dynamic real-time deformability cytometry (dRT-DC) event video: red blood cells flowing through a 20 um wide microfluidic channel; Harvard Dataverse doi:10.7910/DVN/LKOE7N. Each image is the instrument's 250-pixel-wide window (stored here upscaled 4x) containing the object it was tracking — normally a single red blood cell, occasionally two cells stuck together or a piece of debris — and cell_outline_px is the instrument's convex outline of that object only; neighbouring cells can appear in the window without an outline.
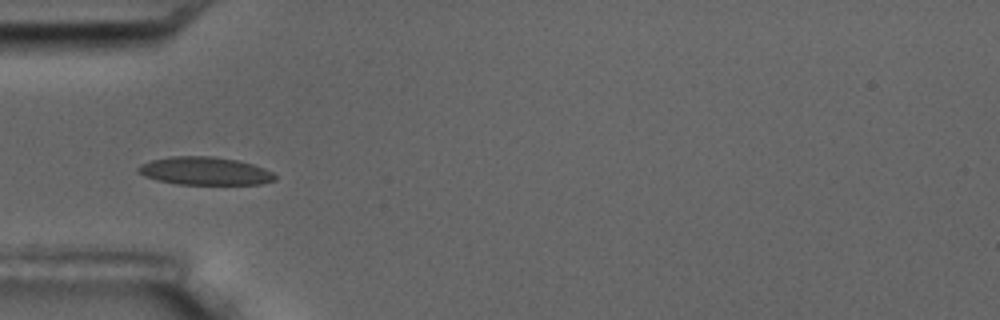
{"species": "common noctule bat (a hibernating species)", "species_latin": "Nyctalus noctula", "temperature_condition": "room temperature", "stored_images_in_passage": 16, "camera_frame_rate_fps": 3000, "um_per_image_px": 0.085, "animal": {"sex": "male", "body_mass_g": 17.5, "forearm_length_mm": 52.3}, "frame": {"image": 1, "passage_image": 5, "time_ms": 4.667, "image_size_px": [1000, 320], "cell_outline_px": [[276, 180], [260, 184], [176, 184], [156, 180], [144, 176], [136, 172], [136, 168], [140, 164], [152, 160], [172, 156], [212, 156], [236, 160], [252, 164], [264, 168], [272, 172], [276, 176]], "centroid_in_image_um": [17.38, 14.54], "position_along_channel_um": 67.6, "area_um2": 22.37}}
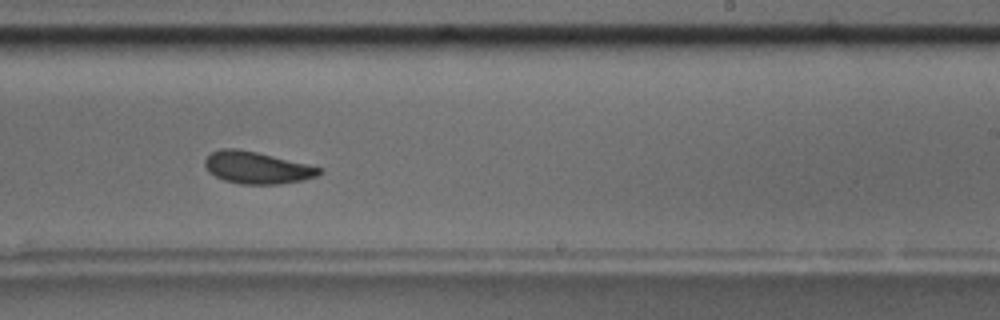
{"frame": {"image": 2, "passage_image": 10, "time_ms": 10.333, "image_size_px": [1000, 320], "cell_outline_px": [[324, 172], [316, 176], [300, 180], [280, 184], [240, 184], [224, 180], [216, 176], [204, 164], [204, 160], [212, 152], [220, 148], [236, 148], [256, 152], [324, 168]], "centroid_in_image_um": [21.86, 14.25], "position_along_channel_um": 267.1, "area_um2": 21.1}, "authors_computed_cell_mechanics": {"area_um2": 21.6461, "velocity_mm_per_s": 3.5396, "shape_relaxation_time_tau1_ms": 1.5991, "shape_relaxation_time_tau2_ms": null, "deformation_change_tau1": 0.0729, "deformation_change_tau2": null}}